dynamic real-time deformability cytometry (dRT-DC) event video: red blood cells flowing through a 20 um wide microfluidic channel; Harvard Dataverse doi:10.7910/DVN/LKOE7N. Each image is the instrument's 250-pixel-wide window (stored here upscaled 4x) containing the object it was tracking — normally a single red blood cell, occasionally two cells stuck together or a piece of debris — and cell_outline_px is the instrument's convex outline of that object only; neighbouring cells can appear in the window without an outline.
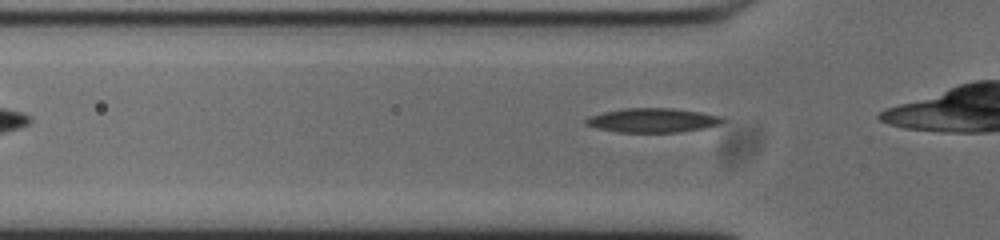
{"species": "common noctule bat (a hibernating species)", "species_latin": "Nyctalus noctula", "temperature_condition": "cold", "stored_images_in_passage": 27, "camera_frame_rate_fps": 3000, "um_per_image_px": 0.085, "animal": {"sex": "male", "body_mass_g": 20.0, "forearm_length_mm": 53.3}, "frame": {"image": 1, "passage_image": 2, "time_ms": 0.333, "image_size_px": [1000, 240], "cell_outline_px": [[724, 120], [720, 124], [704, 128], [680, 132], [616, 132], [596, 128], [584, 124], [584, 120], [588, 116], [604, 112], [624, 108], [672, 108], [700, 112], [720, 116]], "centroid_in_image_um": [55.42, 10.23], "position_along_channel_um": 70.4, "area_um2": 19.31}}
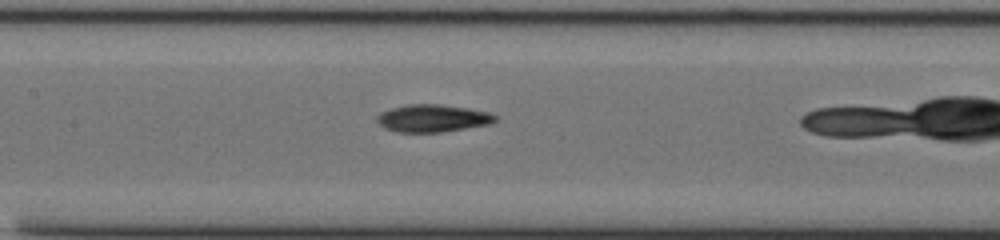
{"frame": {"image": 2, "passage_image": 10, "time_ms": 3.0, "image_size_px": [1000, 240], "cell_outline_px": [[496, 120], [492, 124], [440, 132], [396, 132], [384, 128], [376, 120], [376, 116], [380, 112], [392, 108], [408, 104], [440, 104], [468, 108], [488, 112], [496, 116]], "centroid_in_image_um": [36.76, 10.05], "position_along_channel_um": 170.6, "area_um2": 18.96}}
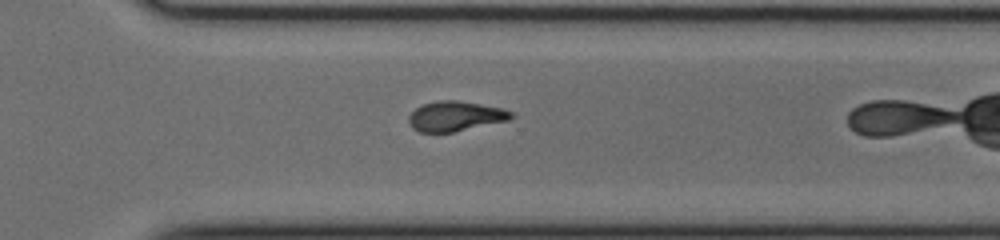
{"frame": {"image": 3, "passage_image": 23, "time_ms": 7.333, "image_size_px": [1000, 240], "cell_outline_px": [[516, 116], [512, 120], [452, 132], [420, 132], [412, 128], [408, 120], [408, 116], [416, 108], [424, 104], [436, 100], [456, 100], [504, 108], [512, 112]], "centroid_in_image_um": [38.75, 9.87], "position_along_channel_um": 331.8, "area_um2": 18.03}}